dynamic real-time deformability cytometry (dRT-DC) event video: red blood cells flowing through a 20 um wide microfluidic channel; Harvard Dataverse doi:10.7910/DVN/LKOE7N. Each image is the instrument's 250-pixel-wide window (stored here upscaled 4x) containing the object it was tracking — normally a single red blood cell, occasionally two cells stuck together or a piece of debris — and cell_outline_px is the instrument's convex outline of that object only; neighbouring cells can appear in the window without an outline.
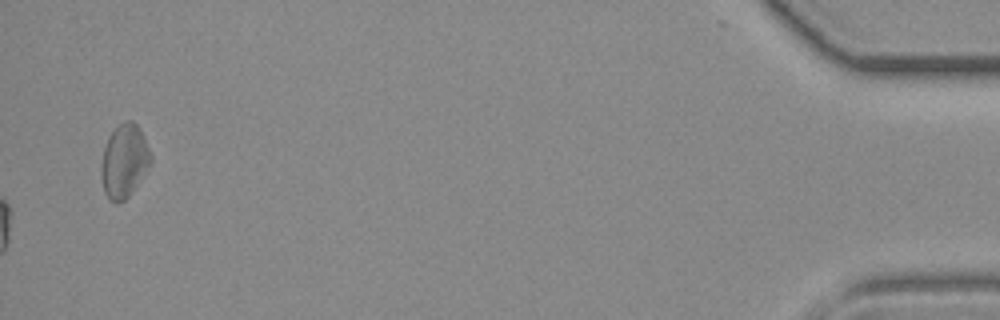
{"species": "common noctule bat (a hibernating species)", "species_latin": "Nyctalus noctula", "temperature_condition": "room temperature", "stored_images_in_passage": 33, "camera_frame_rate_fps": 3000, "um_per_image_px": 0.085, "animal": {"sex": "female", "body_mass_g": 19.3, "forearm_length_mm": 54.1}, "frame": {"image": 1, "passage_image": 33, "time_ms": 10.667, "image_size_px": [1000, 320], "cell_outline_px": [[152, 160], [128, 196], [124, 200], [116, 204], [108, 200], [104, 192], [100, 172], [100, 164], [104, 148], [108, 136], [124, 120], [132, 120], [140, 128], [152, 156]], "centroid_in_image_um": [10.52, 13.68], "position_along_channel_um": 424.7, "area_um2": 21.04}}